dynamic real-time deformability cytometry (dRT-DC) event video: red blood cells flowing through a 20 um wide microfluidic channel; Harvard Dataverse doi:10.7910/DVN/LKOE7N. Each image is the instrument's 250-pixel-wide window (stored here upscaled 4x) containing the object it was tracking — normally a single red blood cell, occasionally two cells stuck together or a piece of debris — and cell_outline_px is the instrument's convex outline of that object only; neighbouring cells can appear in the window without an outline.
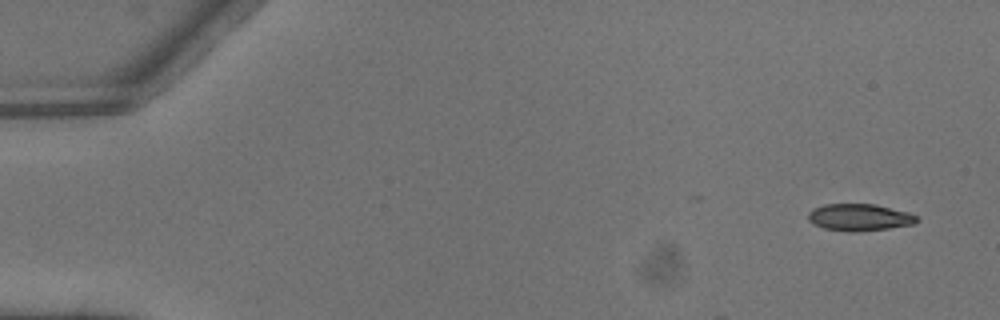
{"species": "common noctule bat (a hibernating species)", "species_latin": "Nyctalus noctula", "temperature_condition": "warm", "stored_images_in_passage": 4, "camera_frame_rate_fps": 3000, "um_per_image_px": 0.085, "animal": {"sex": "male", "body_mass_g": 13.3}, "frame": {"image": 1, "passage_image": 1, "time_ms": 0.0, "image_size_px": [1000, 320], "cell_outline_px": [[920, 220], [916, 224], [860, 232], [848, 232], [824, 228], [812, 224], [808, 220], [808, 212], [812, 208], [824, 204], [876, 204], [908, 212], [916, 216]], "centroid_in_image_um": [73.04, 18.48], "position_along_channel_um": 12.0, "area_um2": 17.34}}
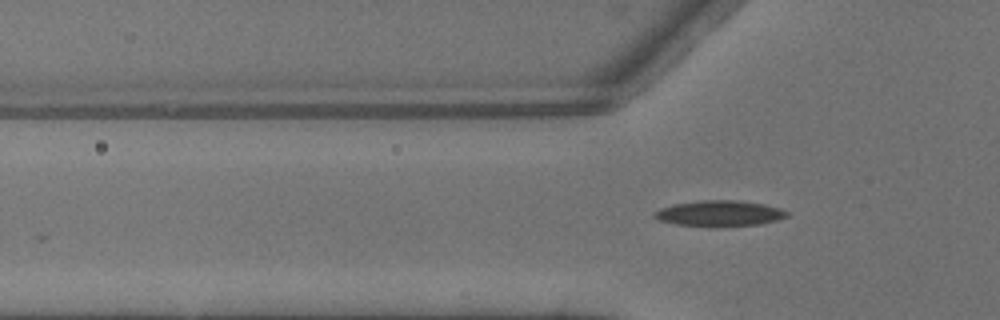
{"frame": {"image": 2, "passage_image": 4, "time_ms": 1.0, "image_size_px": [1000, 320], "cell_outline_px": [[788, 216], [776, 220], [756, 224], [712, 228], [676, 224], [660, 220], [652, 216], [660, 208], [672, 204], [704, 200], [736, 200], [764, 204], [780, 208], [788, 212]], "centroid_in_image_um": [61.13, 18.15], "position_along_channel_um": 64.7, "area_um2": 20.0}}